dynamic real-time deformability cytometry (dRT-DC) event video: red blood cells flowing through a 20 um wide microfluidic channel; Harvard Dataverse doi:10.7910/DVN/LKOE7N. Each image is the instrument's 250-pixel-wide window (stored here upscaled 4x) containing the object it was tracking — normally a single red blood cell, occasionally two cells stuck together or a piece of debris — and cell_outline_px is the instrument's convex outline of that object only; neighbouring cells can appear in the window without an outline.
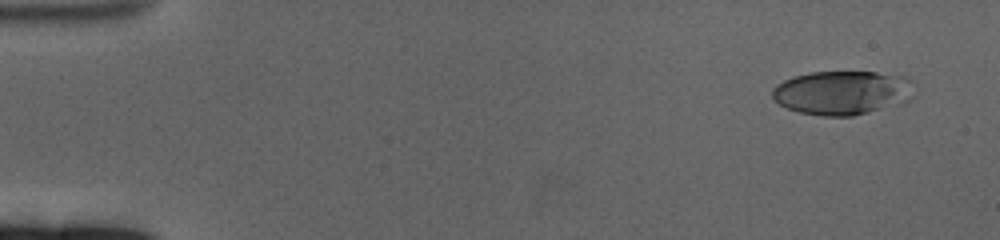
{"species": "human", "species_latin": "Homo sapiens", "temperature_condition": "cold", "stored_images_in_passage": 59, "camera_frame_rate_fps": 3000, "um_per_image_px": 0.085, "donor": {"sex": "female"}, "frame": {"image": 1, "passage_image": 1, "time_ms": 0.0, "image_size_px": [1000, 240], "cell_outline_px": [[912, 96], [908, 100], [900, 104], [852, 116], [824, 116], [800, 112], [788, 108], [780, 104], [772, 96], [772, 88], [776, 84], [792, 76], [812, 72], [876, 72], [908, 76], [912, 80]], "centroid_in_image_um": [71.61, 7.86], "position_along_channel_um": 13.4, "area_um2": 36.47}}
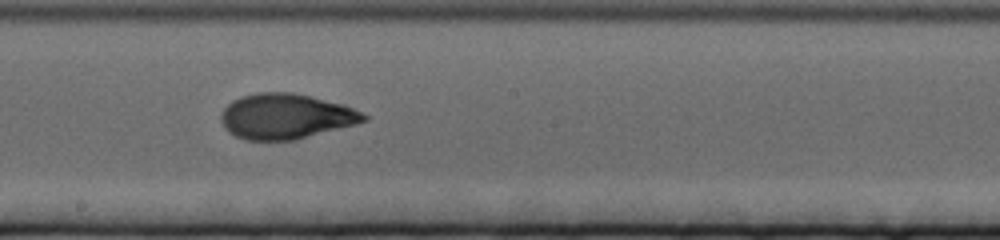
{"frame": {"image": 2, "passage_image": 32, "time_ms": 10.333, "image_size_px": [1000, 240], "cell_outline_px": [[368, 120], [356, 124], [296, 140], [248, 140], [236, 136], [228, 132], [220, 116], [224, 108], [232, 100], [240, 96], [256, 92], [292, 92], [312, 96], [344, 104], [368, 116]], "centroid_in_image_um": [24.3, 9.88], "position_along_channel_um": 223.9, "area_um2": 37.74}}
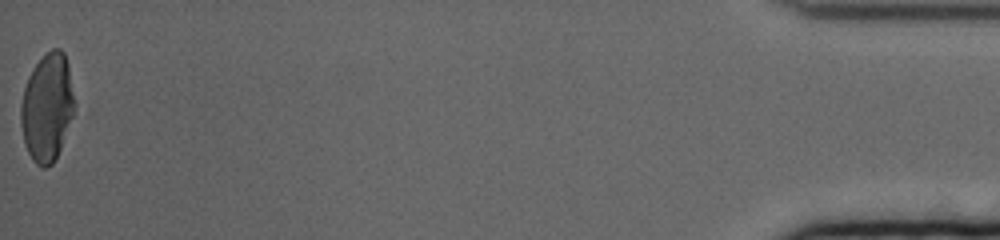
{"frame": {"image": 3, "passage_image": 59, "time_ms": 19.333, "image_size_px": [1000, 240], "cell_outline_px": [[76, 104], [72, 116], [60, 148], [52, 164], [44, 168], [40, 168], [32, 160], [24, 144], [20, 124], [20, 104], [24, 88], [28, 76], [32, 68], [52, 48], [60, 48], [64, 52], [68, 64]], "centroid_in_image_um": [3.99, 9.13], "position_along_channel_um": 431.2, "area_um2": 33.87}, "authors_computed_cell_mechanics": {"area_um2": 36.2406, "velocity_mm_per_s": 3.2995, "shape_relaxation_time_tau1_ms": 5.7261, "shape_relaxation_time_tau2_ms": 1.3001, "deformation_change_tau1": 0.2093, "deformation_change_tau2": 0.066}}